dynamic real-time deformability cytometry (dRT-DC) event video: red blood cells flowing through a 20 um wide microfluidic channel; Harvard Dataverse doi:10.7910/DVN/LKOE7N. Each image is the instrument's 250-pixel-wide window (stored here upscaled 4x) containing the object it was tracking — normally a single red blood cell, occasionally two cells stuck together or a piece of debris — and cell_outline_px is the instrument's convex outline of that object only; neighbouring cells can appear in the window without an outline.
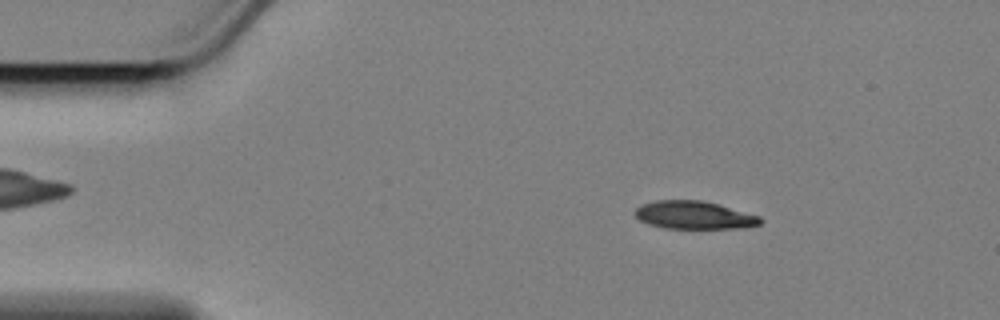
{"species": "Egyptian fruit bat (a non-hibernating species)", "species_latin": "Rousettus aegyptiacus", "temperature_condition": "cold", "stored_images_in_passage": 57, "camera_frame_rate_fps": 3000, "um_per_image_px": 0.085, "animal": {"sex": "female"}, "frame": {"image": 1, "passage_image": 8, "time_ms": 2.333, "image_size_px": [1000, 320], "cell_outline_px": [[764, 220], [760, 224], [744, 228], [664, 228], [648, 224], [640, 220], [636, 216], [636, 208], [644, 204], [656, 200], [700, 200], [716, 204], [760, 216]], "centroid_in_image_um": [59.02, 18.29], "position_along_channel_um": 26.0, "area_um2": 20.17}}
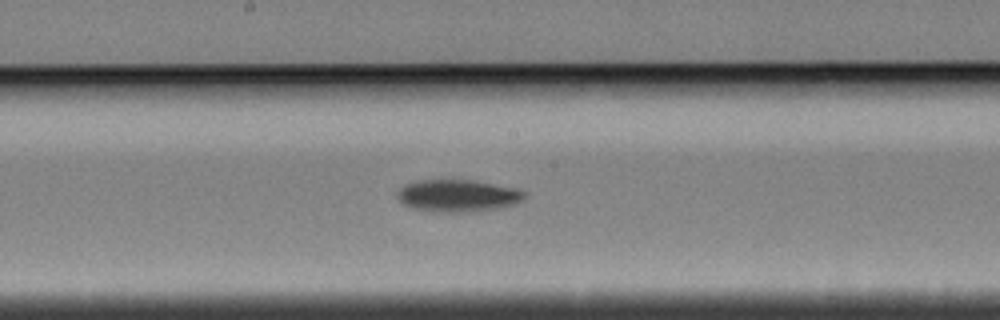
{"frame": {"image": 2, "passage_image": 29, "time_ms": 9.333, "image_size_px": [1000, 320], "cell_outline_px": [[524, 196], [516, 204], [496, 208], [472, 212], [432, 212], [408, 208], [396, 196], [396, 192], [404, 184], [420, 180], [472, 180], [516, 188], [524, 192]], "centroid_in_image_um": [38.84, 16.64], "position_along_channel_um": 209.4, "area_um2": 23.93}}
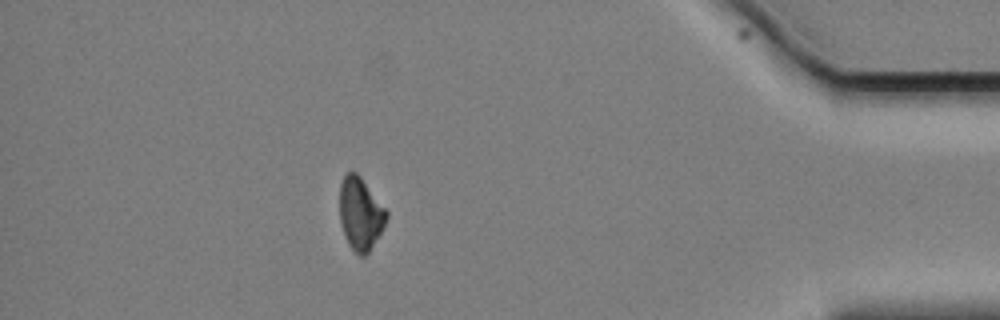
{"frame": {"image": 3, "passage_image": 50, "time_ms": 16.333, "image_size_px": [1000, 320], "cell_outline_px": [[388, 216], [380, 232], [368, 252], [364, 256], [360, 256], [348, 244], [344, 236], [340, 220], [340, 184], [344, 176], [348, 172], [356, 172], [360, 176], [388, 212]], "centroid_in_image_um": [30.62, 18.15], "position_along_channel_um": 404.6, "area_um2": 19.42}, "authors_computed_cell_mechanics": {"area_um2": 21.964, "velocity_mm_per_s": 3.4395, "shape_relaxation_time_tau1_ms": 3.0029, "shape_relaxation_time_tau2_ms": null, "deformation_change_tau1": 0.0923, "deformation_change_tau2": null}}